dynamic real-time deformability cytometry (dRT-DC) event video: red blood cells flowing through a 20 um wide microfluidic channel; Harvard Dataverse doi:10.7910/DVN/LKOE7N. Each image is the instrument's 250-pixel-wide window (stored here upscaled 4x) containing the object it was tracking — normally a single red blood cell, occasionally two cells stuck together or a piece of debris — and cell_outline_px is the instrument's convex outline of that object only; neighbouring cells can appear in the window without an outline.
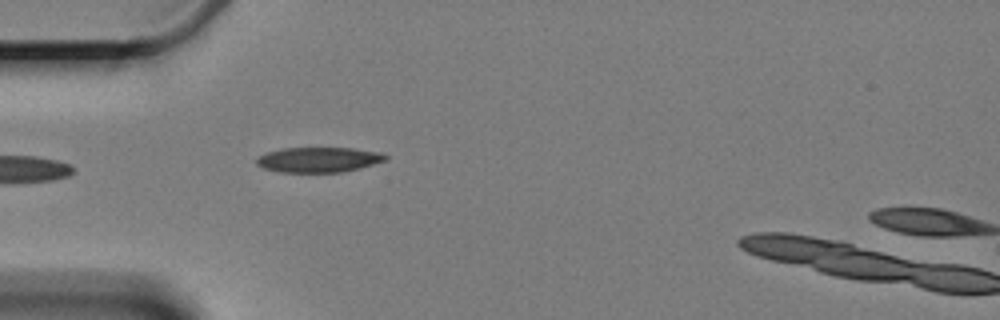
{"species": "Egyptian fruit bat (a non-hibernating species)", "species_latin": "Rousettus aegyptiacus", "temperature_condition": "cold", "stored_images_in_passage": 2, "camera_frame_rate_fps": 3000, "um_per_image_px": 0.085, "animal": {"sex": "female"}, "frame": {"image": 1, "passage_image": 1, "time_ms": 0.0, "image_size_px": [1000, 320], "cell_outline_px": [[388, 160], [360, 168], [340, 172], [280, 172], [264, 168], [256, 164], [256, 160], [260, 156], [268, 152], [284, 148], [352, 148], [380, 152], [388, 156]], "centroid_in_image_um": [27.12, 13.57], "position_along_channel_um": 57.9, "area_um2": 18.79}}